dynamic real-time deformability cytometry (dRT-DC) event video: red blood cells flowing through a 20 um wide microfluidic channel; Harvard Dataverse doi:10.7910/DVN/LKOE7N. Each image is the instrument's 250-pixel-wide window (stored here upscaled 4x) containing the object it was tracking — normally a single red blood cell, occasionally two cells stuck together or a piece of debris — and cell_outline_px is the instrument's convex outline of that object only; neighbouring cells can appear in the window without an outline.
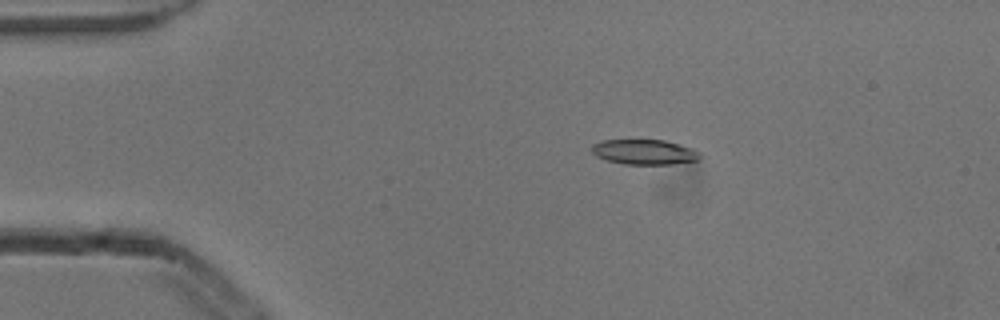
{"species": "common noctule bat (a hibernating species)", "species_latin": "Nyctalus noctula", "temperature_condition": "cold", "stored_images_in_passage": 4, "camera_frame_rate_fps": 3000, "um_per_image_px": 0.085, "animal": {"sex": "male", "body_mass_g": 13.3}, "frame": {"image": 1, "passage_image": 3, "time_ms": 0.667, "image_size_px": [1000, 320], "cell_outline_px": [[700, 160], [672, 164], [624, 164], [604, 160], [596, 156], [592, 152], [592, 144], [604, 140], [664, 140], [692, 148], [700, 152]], "centroid_in_image_um": [54.77, 12.92], "position_along_channel_um": 30.2, "area_um2": 15.84}}